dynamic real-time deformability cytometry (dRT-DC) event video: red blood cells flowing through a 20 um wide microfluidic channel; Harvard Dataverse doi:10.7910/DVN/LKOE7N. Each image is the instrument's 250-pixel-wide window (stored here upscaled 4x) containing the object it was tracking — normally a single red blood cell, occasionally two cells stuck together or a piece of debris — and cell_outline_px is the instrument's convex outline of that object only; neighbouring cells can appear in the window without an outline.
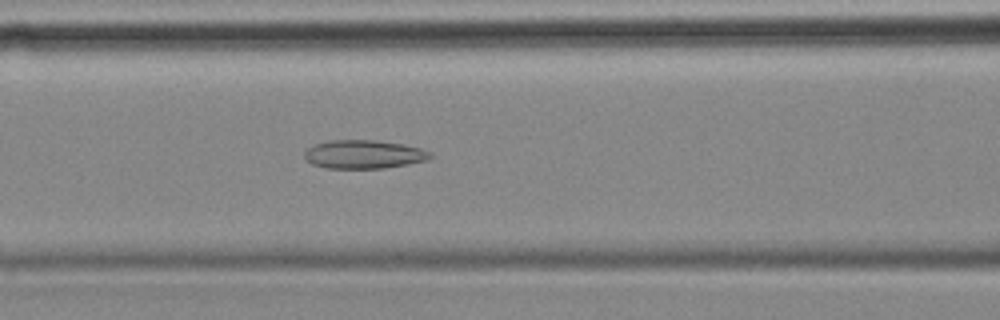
{"species": "common noctule bat (a hibernating species)", "species_latin": "Nyctalus noctula", "temperature_condition": "cold", "stored_images_in_passage": 52, "camera_frame_rate_fps": 3000, "um_per_image_px": 0.085, "animal": {"sex": "female", "body_mass_g": 18.4}, "frame": {"image": 1, "passage_image": 23, "time_ms": 7.333, "image_size_px": [1000, 320], "cell_outline_px": [[432, 156], [428, 160], [384, 168], [324, 168], [312, 164], [304, 156], [304, 152], [308, 148], [316, 144], [328, 140], [376, 140], [404, 144], [420, 148], [432, 152]], "centroid_in_image_um": [30.93, 13.11], "position_along_channel_um": 135.7, "area_um2": 20.92}}
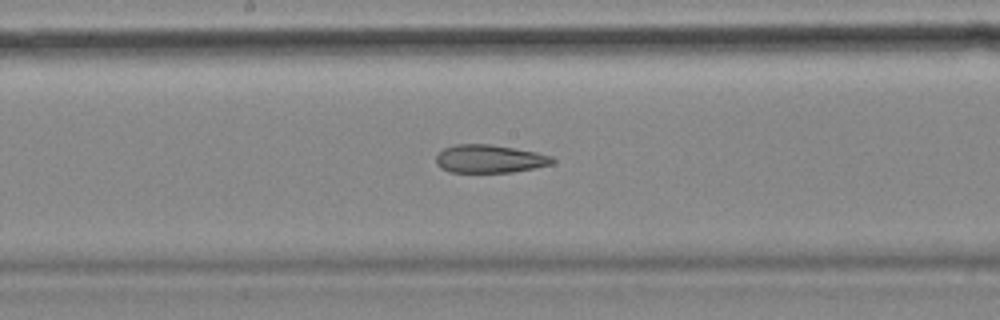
{"frame": {"image": 2, "passage_image": 29, "time_ms": 9.333, "image_size_px": [1000, 320], "cell_outline_px": [[556, 160], [552, 164], [512, 172], [448, 172], [440, 168], [436, 164], [436, 156], [444, 148], [456, 144], [488, 144], [536, 152], [552, 156]], "centroid_in_image_um": [41.59, 13.5], "position_along_channel_um": 206.6, "area_um2": 18.96}}
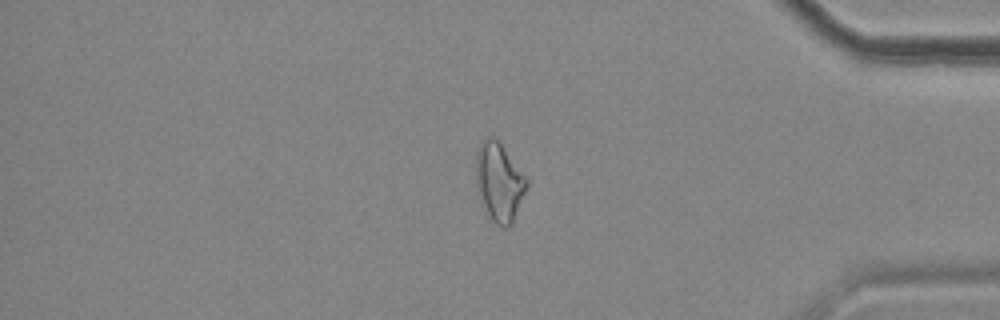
{"frame": {"image": 3, "passage_image": 47, "time_ms": 15.333, "image_size_px": [1000, 320], "cell_outline_px": [[528, 184], [512, 224], [508, 228], [504, 228], [496, 224], [492, 220], [480, 204], [476, 192], [476, 152], [480, 144], [488, 136], [492, 136], [500, 144], [528, 180]], "centroid_in_image_um": [42.39, 15.53], "position_along_channel_um": 392.8, "area_um2": 23.12}, "authors_computed_cell_mechanics": {"area_um2": 21.7039, "velocity_mm_per_s": 3.5597, "shape_relaxation_time_tau1_ms": null, "shape_relaxation_time_tau2_ms": 4.767, "deformation_change_tau1": null, "deformation_change_tau2": 0.1436}}